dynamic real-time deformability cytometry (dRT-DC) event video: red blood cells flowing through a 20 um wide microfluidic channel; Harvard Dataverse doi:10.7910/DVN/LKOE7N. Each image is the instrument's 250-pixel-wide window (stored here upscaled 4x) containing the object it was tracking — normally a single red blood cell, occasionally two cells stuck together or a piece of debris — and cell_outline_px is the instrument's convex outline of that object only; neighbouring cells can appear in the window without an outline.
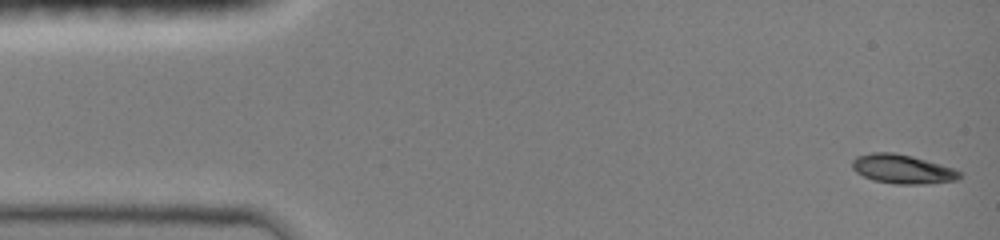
{"species": "common noctule bat (a hibernating species)", "species_latin": "Nyctalus noctula", "temperature_condition": "room temperature", "stored_images_in_passage": 47, "camera_frame_rate_fps": 3000, "um_per_image_px": 0.085, "animal": {"sex": "female", "body_mass_g": 19.0, "forearm_length_mm": 51.5}, "frame": {"image": 1, "passage_image": 1, "time_ms": 0.0, "image_size_px": [1000, 240], "cell_outline_px": [[964, 172], [956, 180], [924, 184], [896, 184], [872, 180], [856, 172], [852, 168], [852, 160], [856, 156], [872, 152], [896, 152], [912, 156], [940, 164]], "centroid_in_image_um": [76.69, 14.36], "position_along_channel_um": 8.3, "area_um2": 18.26}}
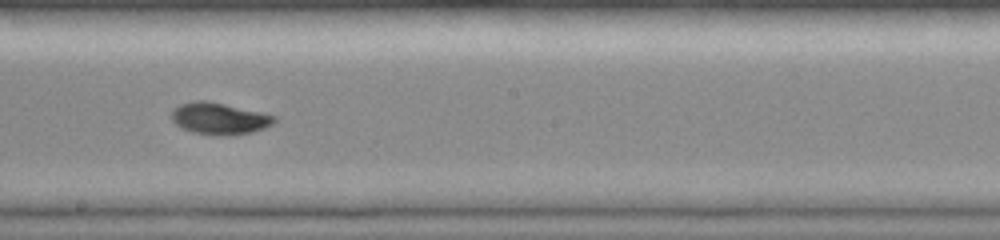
{"frame": {"image": 2, "passage_image": 26, "time_ms": 8.333, "image_size_px": [1000, 240], "cell_outline_px": [[276, 120], [272, 124], [264, 128], [252, 132], [192, 132], [180, 128], [172, 120], [172, 108], [180, 104], [192, 100], [208, 100], [264, 112], [276, 116]], "centroid_in_image_um": [18.62, 9.99], "position_along_channel_um": 229.6, "area_um2": 18.44}}
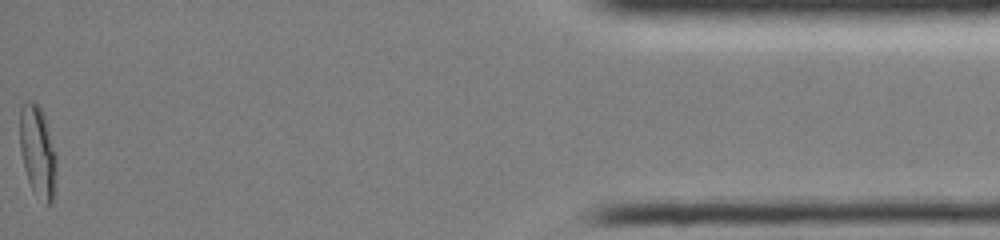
{"frame": {"image": 3, "passage_image": 47, "time_ms": 15.333, "image_size_px": [1000, 240], "cell_outline_px": [[56, 188], [52, 204], [48, 204], [32, 192], [24, 168], [20, 148], [20, 104], [28, 100], [32, 100], [40, 108], [44, 116], [56, 156]], "centroid_in_image_um": [3.2, 12.91], "position_along_channel_um": 432.0, "area_um2": 19.59}, "authors_computed_cell_mechanics": {"area_um2": 18.0914, "velocity_mm_per_s": 4.0597, "shape_relaxation_time_tau1_ms": 7.6707, "shape_relaxation_time_tau2_ms": 1.924, "deformation_change_tau1": 0.2358, "deformation_change_tau2": 0.0414}}